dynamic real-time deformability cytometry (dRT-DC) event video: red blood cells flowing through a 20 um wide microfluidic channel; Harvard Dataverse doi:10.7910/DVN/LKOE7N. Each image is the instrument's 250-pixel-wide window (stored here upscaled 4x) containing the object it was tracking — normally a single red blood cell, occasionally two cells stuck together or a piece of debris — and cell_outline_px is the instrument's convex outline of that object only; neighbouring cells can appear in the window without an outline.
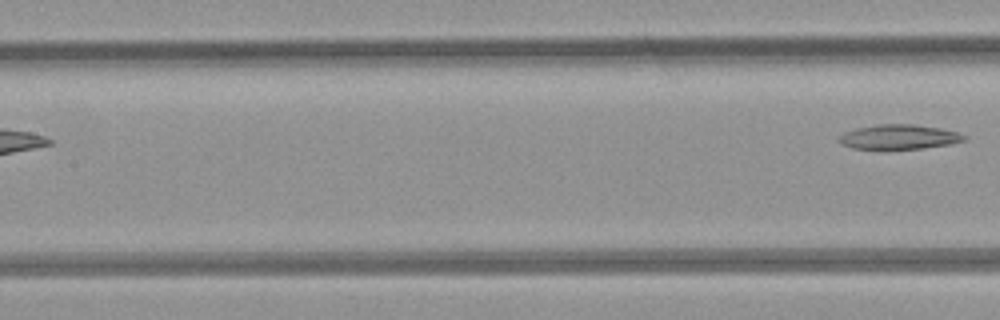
{"species": "common noctule bat (a hibernating species)", "species_latin": "Nyctalus noctula", "temperature_condition": "room temperature", "stored_images_in_passage": 8, "segment_of_instrument_passage": [2, 2], "camera_frame_rate_fps": 3000, "um_per_image_px": 0.085, "animal": {"sex": "female", "body_mass_g": 21.9}, "frame": {"image": 1, "passage_image": 8, "time_ms": 8.0, "image_size_px": [1000, 320], "cell_outline_px": [[968, 136], [964, 140], [948, 144], [920, 148], [852, 148], [840, 144], [836, 140], [836, 136], [844, 132], [856, 128], [880, 124], [912, 124], [940, 128], [956, 132]], "centroid_in_image_um": [76.33, 11.62], "position_along_channel_um": 131.1, "area_um2": 17.74}}